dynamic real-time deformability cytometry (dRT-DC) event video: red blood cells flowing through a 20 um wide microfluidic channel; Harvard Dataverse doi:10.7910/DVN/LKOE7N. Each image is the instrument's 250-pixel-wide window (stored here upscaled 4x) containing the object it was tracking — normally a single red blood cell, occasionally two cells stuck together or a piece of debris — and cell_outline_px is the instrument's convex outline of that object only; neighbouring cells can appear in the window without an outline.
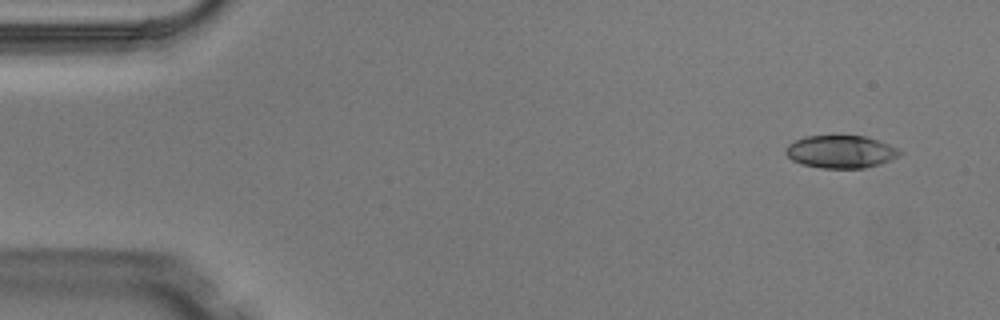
{"species": "Egyptian fruit bat (a non-hibernating species)", "species_latin": "Rousettus aegyptiacus", "temperature_condition": "warm", "stored_images_in_passage": 4, "camera_frame_rate_fps": 3000, "um_per_image_px": 0.085, "animal": {"sex": "male"}, "frame": {"image": 1, "passage_image": 1, "time_ms": 0.0, "image_size_px": [1000, 320], "cell_outline_px": [[904, 152], [900, 156], [880, 164], [864, 168], [820, 168], [800, 164], [792, 160], [784, 152], [788, 144], [804, 136], [864, 136], [888, 144]], "centroid_in_image_um": [71.45, 12.91], "position_along_channel_um": 13.5, "area_um2": 21.73}}
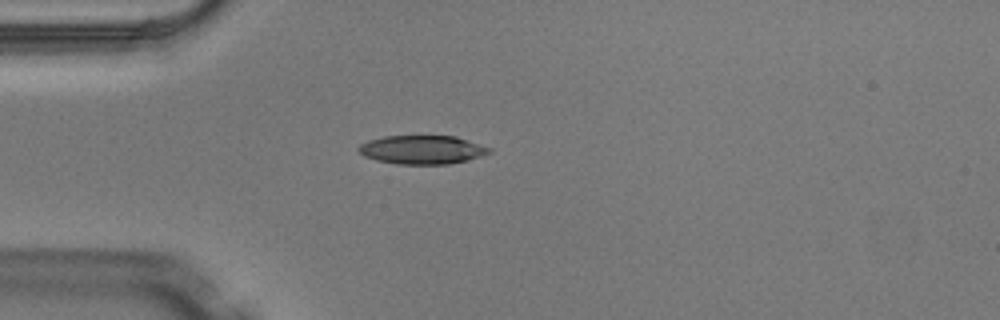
{"frame": {"image": 2, "passage_image": 3, "time_ms": 0.667, "image_size_px": [1000, 320], "cell_outline_px": [[492, 152], [468, 160], [448, 164], [396, 164], [376, 160], [364, 156], [356, 148], [360, 144], [368, 140], [384, 136], [456, 136], [492, 148]], "centroid_in_image_um": [35.88, 12.72], "position_along_channel_um": 49.1, "area_um2": 21.91}}